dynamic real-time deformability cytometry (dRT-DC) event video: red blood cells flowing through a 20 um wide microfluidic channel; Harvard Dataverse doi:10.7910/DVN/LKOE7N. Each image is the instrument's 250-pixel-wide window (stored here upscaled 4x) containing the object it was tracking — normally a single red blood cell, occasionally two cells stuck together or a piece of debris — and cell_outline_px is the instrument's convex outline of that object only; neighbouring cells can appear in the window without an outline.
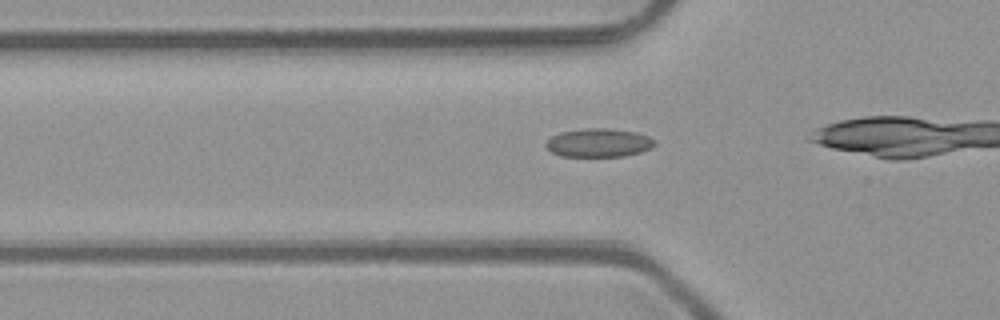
{"species": "common noctule bat (a hibernating species)", "species_latin": "Nyctalus noctula", "temperature_condition": "room temperature", "stored_images_in_passage": 30, "camera_frame_rate_fps": 3000, "um_per_image_px": 0.085, "animal": {"sex": "male", "body_mass_g": 23.1, "forearm_length_mm": 52.7}, "frame": {"image": 1, "passage_image": 8, "time_ms": 2.333, "image_size_px": [1000, 320], "cell_outline_px": [[656, 144], [652, 148], [640, 152], [624, 156], [560, 156], [552, 152], [544, 144], [552, 136], [560, 132], [588, 128], [604, 128], [636, 132], [648, 136], [656, 140]], "centroid_in_image_um": [50.91, 12.14], "position_along_channel_um": 74.9, "area_um2": 18.03}}
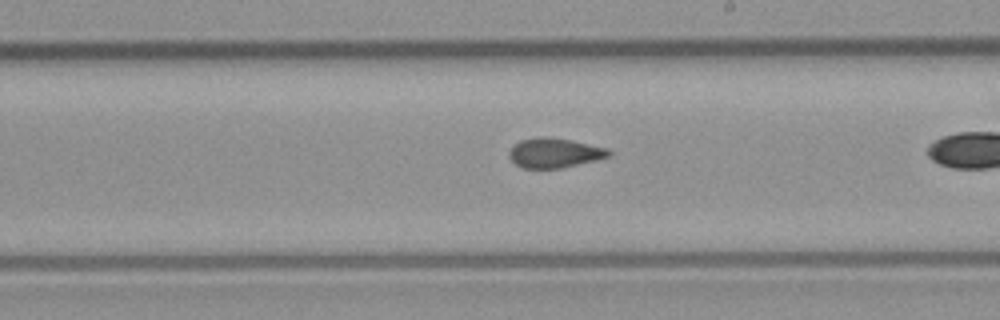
{"frame": {"image": 2, "passage_image": 20, "time_ms": 6.333, "image_size_px": [1000, 320], "cell_outline_px": [[612, 152], [608, 156], [596, 160], [560, 168], [520, 168], [508, 156], [508, 152], [520, 140], [540, 136], [548, 136], [608, 148]], "centroid_in_image_um": [47.1, 12.99], "position_along_channel_um": 241.9, "area_um2": 17.05}}
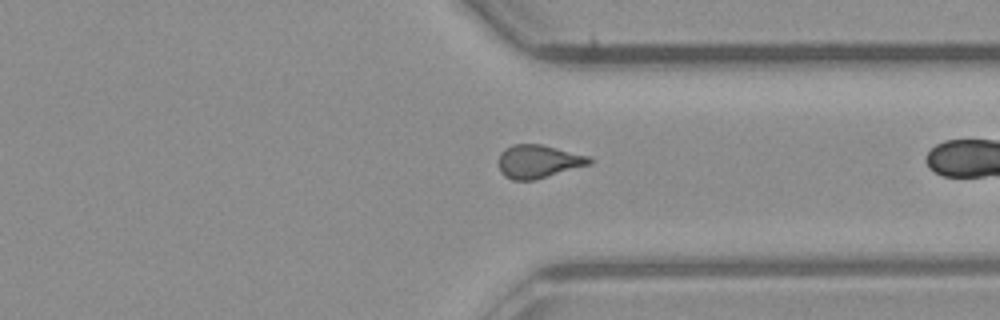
{"frame": {"image": 3, "passage_image": 29, "time_ms": 9.333, "image_size_px": [1000, 320], "cell_outline_px": [[592, 164], [536, 180], [512, 180], [504, 176], [500, 172], [500, 152], [504, 148], [512, 144], [540, 144], [588, 156], [592, 160]], "centroid_in_image_um": [45.75, 13.73], "position_along_channel_um": 365.6, "area_um2": 17.63}}